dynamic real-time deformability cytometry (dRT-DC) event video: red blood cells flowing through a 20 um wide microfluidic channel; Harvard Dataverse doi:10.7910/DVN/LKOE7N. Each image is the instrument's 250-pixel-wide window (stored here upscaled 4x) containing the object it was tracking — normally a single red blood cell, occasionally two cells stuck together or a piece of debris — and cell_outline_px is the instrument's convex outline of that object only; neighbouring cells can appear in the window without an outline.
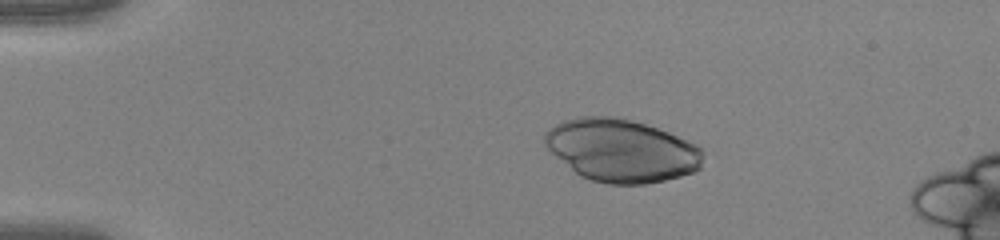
{"species": "human", "species_latin": "Homo sapiens", "temperature_condition": "warm", "stored_images_in_passage": 53, "camera_frame_rate_fps": 3000, "um_per_image_px": 0.085, "donor": {"sex": "female"}, "frame": {"image": 1, "passage_image": 11, "time_ms": 3.333, "image_size_px": [1000, 240], "cell_outline_px": [[704, 152], [700, 168], [692, 172], [680, 176], [664, 180], [644, 184], [608, 184], [592, 180], [580, 176], [556, 156], [544, 144], [544, 132], [548, 128], [564, 120], [576, 116], [624, 116], [668, 132], [696, 144]], "centroid_in_image_um": [52.81, 12.76], "position_along_channel_um": 32.2, "area_um2": 58.09}}